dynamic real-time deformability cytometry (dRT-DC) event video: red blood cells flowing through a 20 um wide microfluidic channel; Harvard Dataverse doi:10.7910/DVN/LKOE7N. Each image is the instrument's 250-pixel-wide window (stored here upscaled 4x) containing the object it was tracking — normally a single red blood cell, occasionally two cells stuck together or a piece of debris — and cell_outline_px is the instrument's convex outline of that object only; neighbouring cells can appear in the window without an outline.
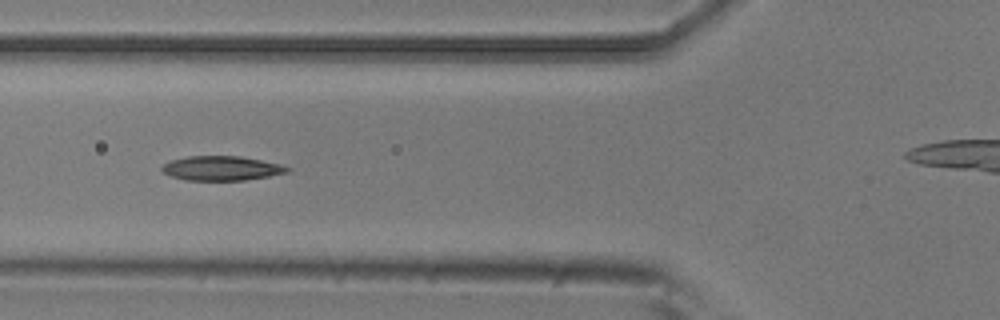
{"species": "common noctule bat (a hibernating species)", "species_latin": "Nyctalus noctula", "temperature_condition": "room temperature", "stored_images_in_passage": 6, "camera_frame_rate_fps": 3000, "um_per_image_px": 0.085, "animal": {"sex": "male", "body_mass_g": 20.5, "forearm_length_mm": 52.5}, "frame": {"image": 1, "passage_image": 3, "time_ms": 0.667, "image_size_px": [1000, 320], "cell_outline_px": [[292, 168], [288, 172], [268, 176], [244, 180], [184, 180], [172, 176], [164, 172], [160, 168], [164, 164], [172, 160], [188, 156], [240, 156], [280, 164]], "centroid_in_image_um": [18.83, 14.3], "position_along_channel_um": 107.0, "area_um2": 17.69}}
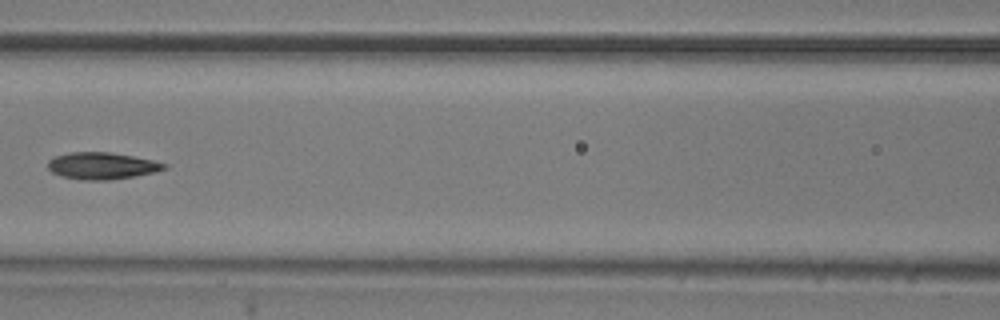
{"frame": {"image": 2, "passage_image": 4, "time_ms": 1.0, "image_size_px": [1000, 320], "cell_outline_px": [[168, 168], [152, 172], [132, 176], [108, 180], [84, 180], [60, 176], [52, 172], [48, 168], [48, 160], [56, 156], [72, 152], [108, 152], [132, 156], [152, 160], [168, 164]], "centroid_in_image_um": [8.64, 14.09], "position_along_channel_um": 158.0, "area_um2": 17.98}}
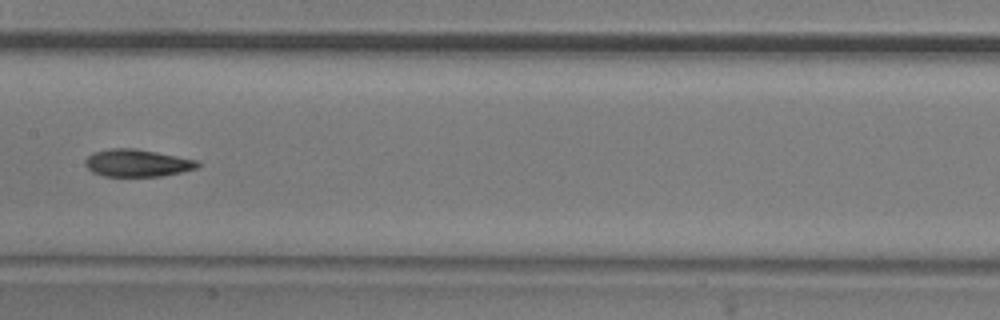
{"frame": {"image": 3, "passage_image": 5, "time_ms": 1.333, "image_size_px": [1000, 320], "cell_outline_px": [[200, 164], [196, 168], [180, 172], [160, 176], [104, 176], [92, 172], [84, 164], [84, 160], [92, 152], [112, 148], [136, 148], [200, 160]], "centroid_in_image_um": [11.65, 13.84], "position_along_channel_um": 195.7, "area_um2": 18.03}}